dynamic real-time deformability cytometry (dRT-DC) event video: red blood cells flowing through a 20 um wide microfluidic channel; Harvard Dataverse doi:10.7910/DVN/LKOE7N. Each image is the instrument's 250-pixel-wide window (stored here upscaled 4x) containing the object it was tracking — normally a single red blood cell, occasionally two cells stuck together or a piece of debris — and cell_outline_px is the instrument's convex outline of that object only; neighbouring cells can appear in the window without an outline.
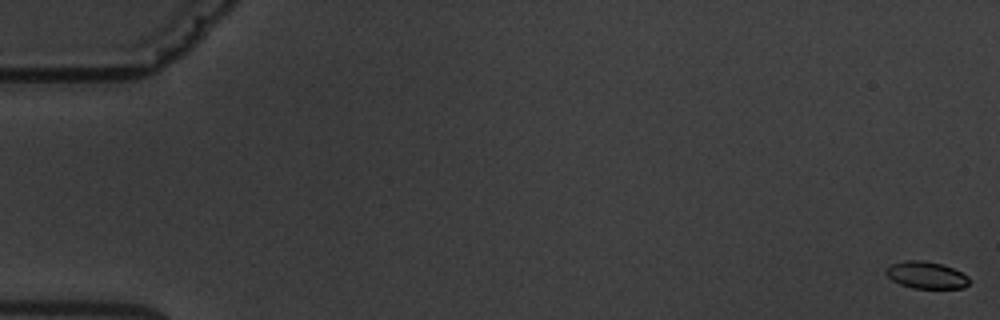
{"species": "common noctule bat (a hibernating species)", "species_latin": "Nyctalus noctula", "temperature_condition": "warm", "stored_images_in_passage": 15, "camera_frame_rate_fps": 3000, "um_per_image_px": 0.085, "animal": {"sex": "male", "body_mass_g": 19.5, "forearm_length_mm": 54.6}, "frame": {"image": 1, "passage_image": 1, "time_ms": 0.0, "image_size_px": [1000, 320], "cell_outline_px": [[972, 280], [964, 288], [912, 288], [900, 284], [892, 280], [884, 272], [892, 264], [904, 260], [920, 260], [940, 264], [952, 268], [968, 276]], "centroid_in_image_um": [78.75, 23.39], "position_along_channel_um": 6.3, "area_um2": 13.01}}
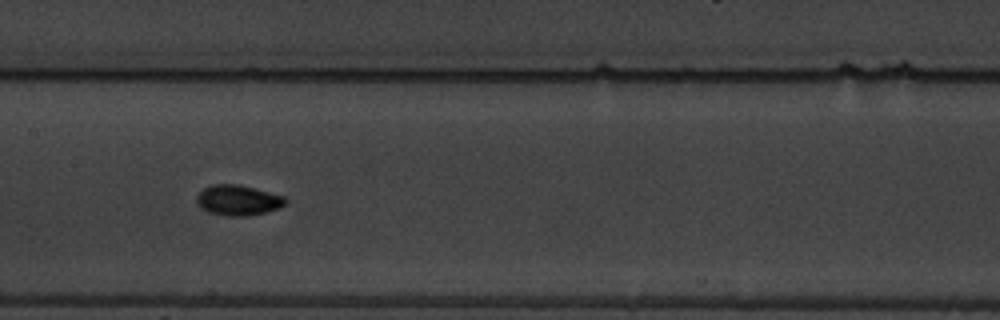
{"frame": {"image": 2, "passage_image": 8, "time_ms": 9.667, "image_size_px": [1000, 320], "cell_outline_px": [[288, 200], [280, 208], [248, 216], [228, 216], [208, 212], [200, 208], [196, 204], [196, 196], [204, 188], [212, 184], [236, 184], [284, 196]], "centroid_in_image_um": [20.2, 17.03], "position_along_channel_um": 187.2, "area_um2": 15.66}}
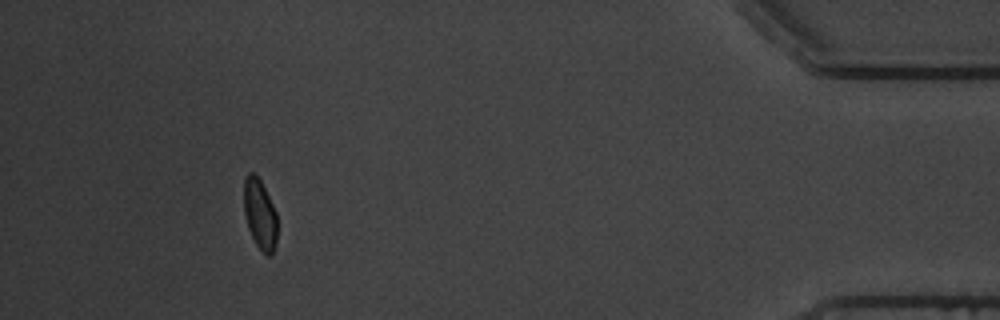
{"frame": {"image": 3, "passage_image": 14, "time_ms": 17.667, "image_size_px": [1000, 320], "cell_outline_px": [[276, 244], [272, 252], [268, 256], [256, 244], [248, 228], [244, 212], [244, 180], [248, 172], [252, 172], [260, 180], [276, 212]], "centroid_in_image_um": [22.07, 18.19], "position_along_channel_um": 413.1, "area_um2": 13.29}, "authors_computed_cell_mechanics": {"area_um2": 14.5078, "velocity_mm_per_s": 3.5691, "shape_relaxation_time_tau1_ms": 2.3997, "shape_relaxation_time_tau2_ms": 2.5323, "deformation_change_tau1": 0.0751, "deformation_change_tau2": 0.0462}}